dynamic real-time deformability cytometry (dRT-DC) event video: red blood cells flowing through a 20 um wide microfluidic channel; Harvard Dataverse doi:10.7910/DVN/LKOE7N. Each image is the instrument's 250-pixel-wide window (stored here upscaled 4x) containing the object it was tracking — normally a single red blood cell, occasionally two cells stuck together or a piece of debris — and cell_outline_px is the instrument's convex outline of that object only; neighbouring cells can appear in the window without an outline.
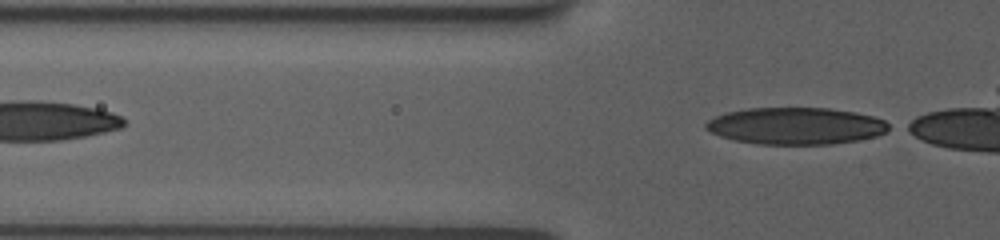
{"species": "human", "species_latin": "Homo sapiens", "temperature_condition": "room temperature", "stored_images_in_passage": 10, "segment_of_instrument_passage": [2, 2], "camera_frame_rate_fps": 3000, "um_per_image_px": 0.085, "donor": {"sex": "female"}, "frame": {"image": 1, "passage_image": 10, "time_ms": 3.667, "image_size_px": [1000, 240], "cell_outline_px": [[896, 128], [888, 132], [876, 136], [856, 140], [832, 144], [756, 144], [736, 140], [720, 136], [704, 128], [704, 124], [708, 120], [724, 112], [748, 108], [828, 108], [856, 112], [872, 116], [884, 120], [892, 124]], "centroid_in_image_um": [67.7, 10.7], "position_along_channel_um": 58.1, "area_um2": 39.71}}